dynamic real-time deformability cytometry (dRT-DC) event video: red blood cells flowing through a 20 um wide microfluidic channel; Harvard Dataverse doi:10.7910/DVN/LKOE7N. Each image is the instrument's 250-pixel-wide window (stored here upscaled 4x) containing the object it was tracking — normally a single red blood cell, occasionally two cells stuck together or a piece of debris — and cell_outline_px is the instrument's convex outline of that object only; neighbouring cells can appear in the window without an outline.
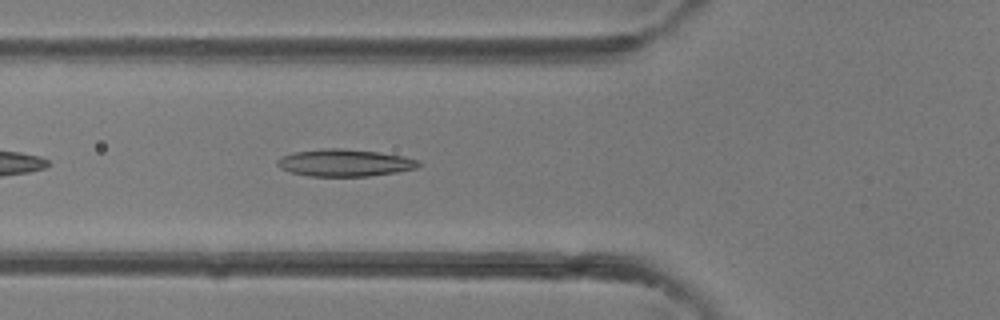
{"species": "common noctule bat (a hibernating species)", "species_latin": "Nyctalus noctula", "temperature_condition": "room temperature", "stored_images_in_passage": 37, "camera_frame_rate_fps": 3000, "um_per_image_px": 0.085, "animal": {"sex": "female"}, "frame": {"image": 1, "passage_image": 12, "time_ms": 3.667, "image_size_px": [1000, 320], "cell_outline_px": [[424, 164], [416, 168], [396, 172], [368, 176], [308, 176], [292, 172], [280, 168], [276, 164], [276, 160], [280, 156], [296, 152], [324, 148], [344, 148], [380, 152], [404, 156], [420, 160]], "centroid_in_image_um": [29.33, 13.83], "position_along_channel_um": 96.5, "area_um2": 22.54}}
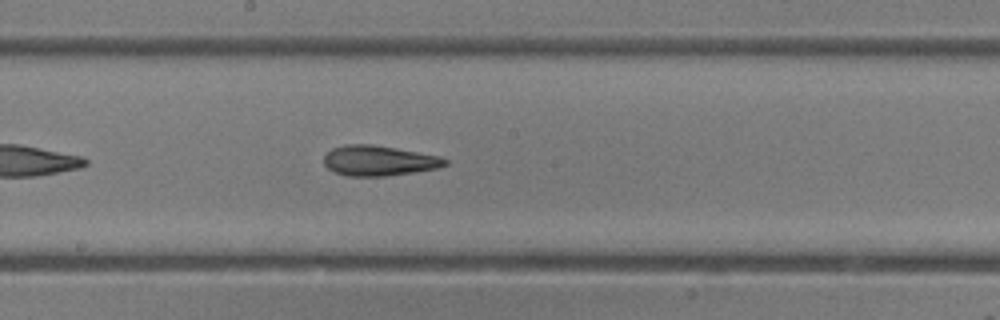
{"frame": {"image": 2, "passage_image": 19, "time_ms": 6.0, "image_size_px": [1000, 320], "cell_outline_px": [[448, 164], [436, 168], [412, 172], [384, 176], [348, 176], [336, 172], [328, 168], [324, 164], [324, 156], [332, 148], [344, 144], [372, 144], [396, 148], [440, 156], [448, 160]], "centroid_in_image_um": [32.19, 13.64], "position_along_channel_um": 216.0, "area_um2": 21.21}}
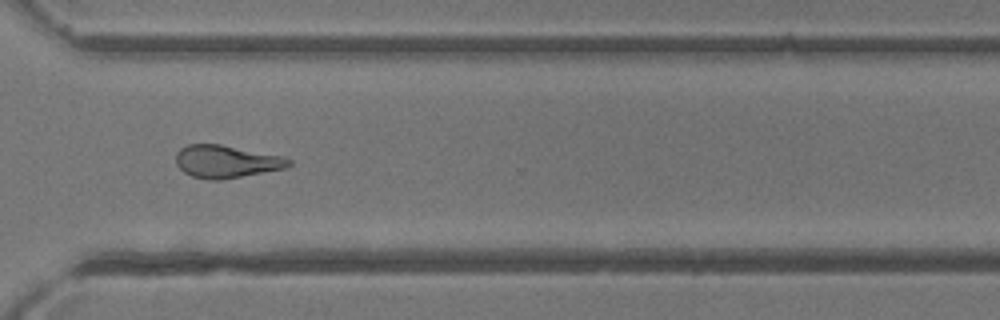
{"frame": {"image": 3, "passage_image": 27, "time_ms": 8.667, "image_size_px": [1000, 320], "cell_outline_px": [[292, 164], [284, 168], [220, 180], [208, 180], [192, 176], [184, 172], [176, 164], [176, 152], [180, 148], [188, 144], [220, 144], [284, 156], [292, 160]], "centroid_in_image_um": [19.22, 13.72], "position_along_channel_um": 351.4, "area_um2": 21.44}}